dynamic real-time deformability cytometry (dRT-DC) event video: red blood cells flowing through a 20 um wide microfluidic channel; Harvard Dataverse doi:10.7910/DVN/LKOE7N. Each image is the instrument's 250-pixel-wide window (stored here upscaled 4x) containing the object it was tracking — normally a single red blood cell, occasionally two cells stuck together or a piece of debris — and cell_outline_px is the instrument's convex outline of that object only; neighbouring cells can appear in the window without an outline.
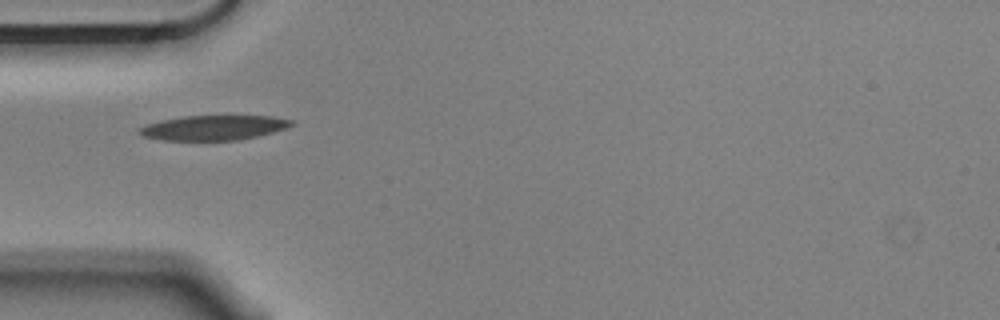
{"species": "Egyptian fruit bat (a non-hibernating species)", "species_latin": "Rousettus aegyptiacus", "temperature_condition": "cold", "stored_images_in_passage": 40, "camera_frame_rate_fps": 3000, "um_per_image_px": 0.085, "animal": {"sex": "male"}, "frame": {"image": 1, "passage_image": 1, "time_ms": 0.0, "image_size_px": [1000, 320], "cell_outline_px": [[296, 124], [288, 128], [256, 136], [236, 140], [160, 140], [140, 136], [136, 132], [136, 128], [144, 124], [160, 120], [184, 116], [272, 116], [292, 120]], "centroid_in_image_um": [18.08, 10.85], "position_along_channel_um": 66.9, "area_um2": 22.25}}
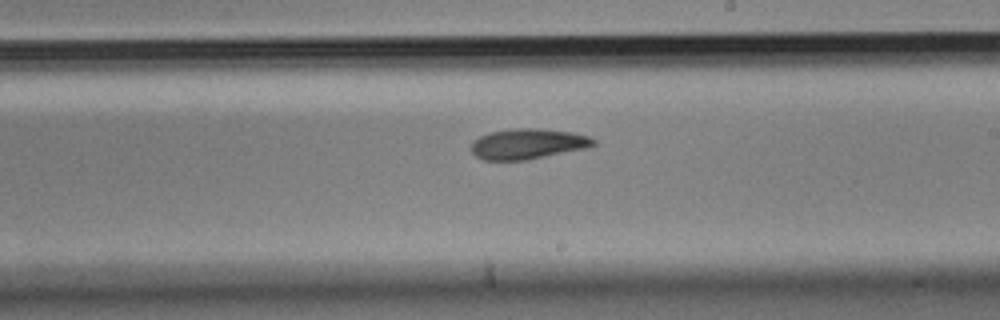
{"frame": {"image": 2, "passage_image": 16, "time_ms": 5.0, "image_size_px": [1000, 320], "cell_outline_px": [[596, 144], [592, 148], [528, 160], [484, 160], [476, 156], [472, 152], [472, 144], [480, 136], [492, 132], [512, 128], [540, 128], [572, 132], [588, 136], [596, 140]], "centroid_in_image_um": [44.96, 12.24], "position_along_channel_um": 244.0, "area_um2": 21.96}}
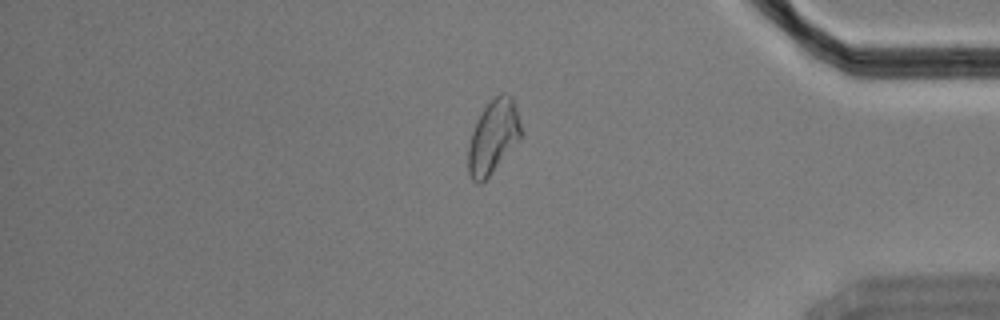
{"frame": {"image": 3, "passage_image": 31, "time_ms": 10.0, "image_size_px": [1000, 320], "cell_outline_px": [[520, 140], [488, 176], [480, 184], [476, 184], [472, 180], [468, 172], [468, 148], [472, 132], [480, 112], [500, 92], [508, 92], [512, 96], [516, 108], [520, 124]], "centroid_in_image_um": [41.91, 11.61], "position_along_channel_um": 393.3, "area_um2": 22.43}, "authors_computed_cell_mechanics": {"area_um2": 22.3108, "velocity_mm_per_s": 3.5447, "shape_relaxation_time_tau1_ms": 4.051, "shape_relaxation_time_tau2_ms": 7.7087, "deformation_change_tau1": 0.1469, "deformation_change_tau2": 0.1389}}